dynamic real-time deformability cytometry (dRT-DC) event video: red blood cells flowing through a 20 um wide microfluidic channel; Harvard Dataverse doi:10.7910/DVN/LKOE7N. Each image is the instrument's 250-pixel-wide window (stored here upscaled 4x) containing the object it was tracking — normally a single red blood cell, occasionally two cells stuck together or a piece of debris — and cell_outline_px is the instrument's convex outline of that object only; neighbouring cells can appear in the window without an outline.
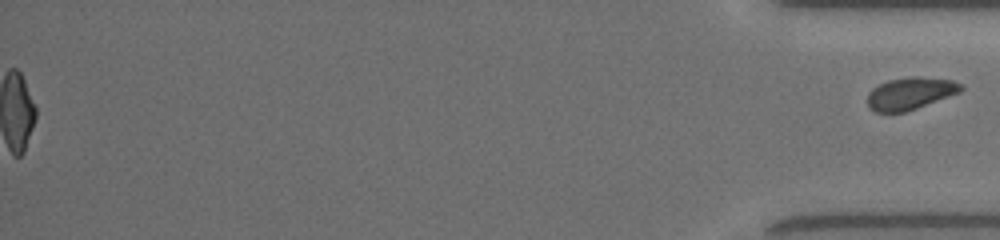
{"species": "common noctule bat (a hibernating species)", "species_latin": "Nyctalus noctula", "temperature_condition": "room temperature", "stored_images_in_passage": 53, "segment_of_instrument_passage": [2, 2], "camera_frame_rate_fps": 3000, "um_per_image_px": 0.085, "animal": {"sex": "female", "body_mass_g": 19.5, "forearm_length_mm": 54.1}, "frame": {"image": 1, "passage_image": 53, "time_ms": 17.333, "image_size_px": [1000, 240], "cell_outline_px": [[964, 88], [960, 92], [916, 108], [904, 112], [876, 112], [868, 108], [868, 92], [872, 88], [888, 80], [912, 76], [916, 76], [952, 80], [964, 84]], "centroid_in_image_um": [77.37, 7.93], "position_along_channel_um": 357.8, "area_um2": 17.51}}